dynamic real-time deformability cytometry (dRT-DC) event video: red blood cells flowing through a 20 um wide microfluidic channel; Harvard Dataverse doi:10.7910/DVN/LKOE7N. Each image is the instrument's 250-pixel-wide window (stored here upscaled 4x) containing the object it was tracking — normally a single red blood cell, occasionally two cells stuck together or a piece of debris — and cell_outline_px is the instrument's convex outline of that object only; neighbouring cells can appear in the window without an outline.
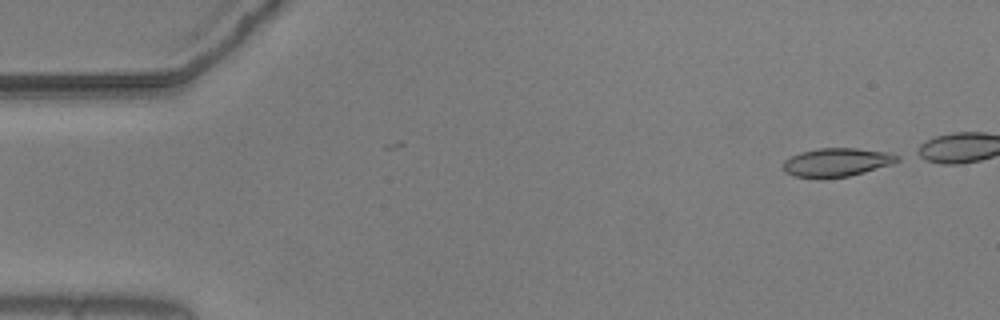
{"species": "common noctule bat (a hibernating species)", "species_latin": "Nyctalus noctula", "temperature_condition": "warm", "stored_images_in_passage": 5, "camera_frame_rate_fps": 3000, "um_per_image_px": 0.085, "animal": {"sex": "male", "body_mass_g": 20.5, "forearm_length_mm": 52.5}, "frame": {"image": 1, "passage_image": 5, "time_ms": 1.333, "image_size_px": [1000, 320], "cell_outline_px": [[900, 160], [892, 164], [864, 172], [848, 176], [824, 180], [820, 180], [792, 176], [784, 172], [784, 160], [800, 152], [816, 148], [856, 148], [888, 152], [900, 156]], "centroid_in_image_um": [71.09, 13.82], "position_along_channel_um": 13.9, "area_um2": 19.42}}